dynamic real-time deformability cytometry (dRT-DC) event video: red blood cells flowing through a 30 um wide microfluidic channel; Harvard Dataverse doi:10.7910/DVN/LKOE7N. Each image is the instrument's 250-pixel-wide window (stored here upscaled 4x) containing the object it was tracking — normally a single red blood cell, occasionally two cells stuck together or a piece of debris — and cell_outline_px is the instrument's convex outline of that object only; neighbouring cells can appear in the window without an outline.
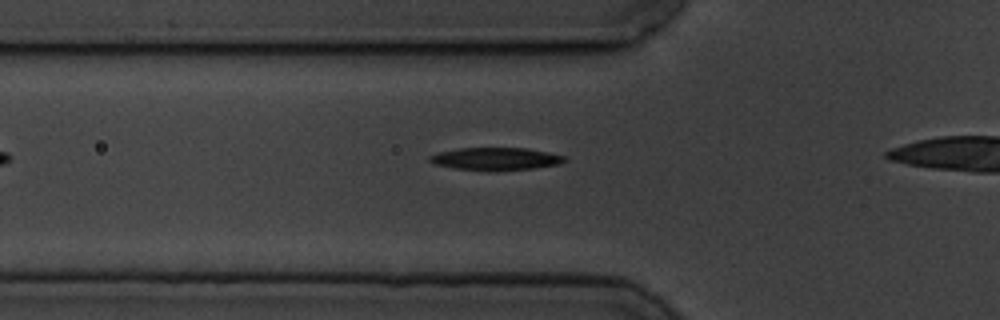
{"species": "common noctule bat (a hibernating species)", "species_latin": "Nyctalus noctula", "temperature_condition": "cold", "stored_images_in_passage": 5, "camera_frame_rate_fps": 3000, "um_per_image_px": 0.085, "animal": {"sex": "male", "body_mass_g": 19.5, "forearm_length_mm": 54.6}, "frame": {"image": 1, "passage_image": 4, "time_ms": 4.333, "image_size_px": [1000, 320], "cell_outline_px": [[568, 160], [560, 164], [532, 168], [456, 168], [436, 164], [428, 160], [428, 156], [440, 152], [456, 148], [528, 148], [548, 152], [564, 156]], "centroid_in_image_um": [42.17, 13.45], "position_along_channel_um": 83.6, "area_um2": 16.82}}